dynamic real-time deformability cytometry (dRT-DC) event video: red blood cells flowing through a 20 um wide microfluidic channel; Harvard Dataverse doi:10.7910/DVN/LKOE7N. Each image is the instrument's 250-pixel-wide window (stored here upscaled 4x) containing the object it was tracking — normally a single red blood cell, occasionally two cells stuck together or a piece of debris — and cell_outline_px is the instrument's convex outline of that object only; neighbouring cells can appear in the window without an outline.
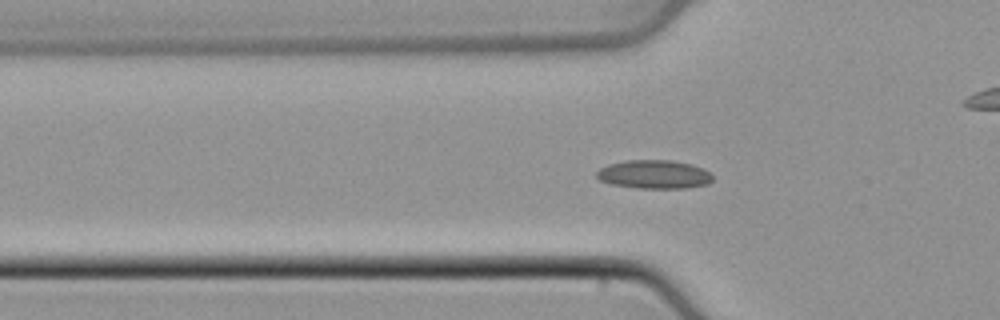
{"species": "common noctule bat (a hibernating species)", "species_latin": "Nyctalus noctula", "temperature_condition": "cold", "stored_images_in_passage": 4, "camera_frame_rate_fps": 3000, "um_per_image_px": 0.085, "animal": {"sex": "male", "body_mass_g": 21.5, "forearm_length_mm": 52.0}, "frame": {"image": 1, "passage_image": 2, "time_ms": 0.333, "image_size_px": [1000, 320], "cell_outline_px": [[712, 180], [708, 184], [684, 188], [636, 188], [612, 184], [600, 180], [596, 176], [596, 172], [600, 168], [608, 164], [628, 160], [672, 160], [692, 164], [708, 172], [712, 176]], "centroid_in_image_um": [55.58, 14.82], "position_along_channel_um": 70.2, "area_um2": 19.25}}